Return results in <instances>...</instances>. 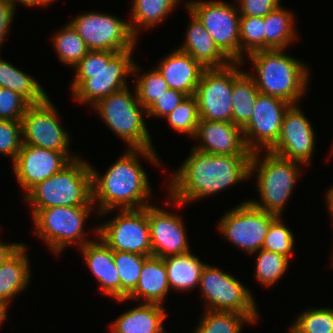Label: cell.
Segmentation results:
<instances>
[{"instance_id": "cell-1", "label": "cell", "mask_w": 333, "mask_h": 333, "mask_svg": "<svg viewBox=\"0 0 333 333\" xmlns=\"http://www.w3.org/2000/svg\"><path fill=\"white\" fill-rule=\"evenodd\" d=\"M190 151L168 178L166 207L179 209L250 178L252 155H214L194 148Z\"/></svg>"}, {"instance_id": "cell-2", "label": "cell", "mask_w": 333, "mask_h": 333, "mask_svg": "<svg viewBox=\"0 0 333 333\" xmlns=\"http://www.w3.org/2000/svg\"><path fill=\"white\" fill-rule=\"evenodd\" d=\"M156 152L152 149L128 148L104 174L90 165L92 201L96 205L97 219L118 209H140L151 205L152 188L139 157L160 168L162 162Z\"/></svg>"}, {"instance_id": "cell-3", "label": "cell", "mask_w": 333, "mask_h": 333, "mask_svg": "<svg viewBox=\"0 0 333 333\" xmlns=\"http://www.w3.org/2000/svg\"><path fill=\"white\" fill-rule=\"evenodd\" d=\"M134 50H90L74 67L70 89L75 101L94 106L101 99L128 86L133 75Z\"/></svg>"}, {"instance_id": "cell-4", "label": "cell", "mask_w": 333, "mask_h": 333, "mask_svg": "<svg viewBox=\"0 0 333 333\" xmlns=\"http://www.w3.org/2000/svg\"><path fill=\"white\" fill-rule=\"evenodd\" d=\"M285 50L268 49L248 55L257 75L249 74L261 94L280 98L291 105L299 104L308 92L310 70Z\"/></svg>"}, {"instance_id": "cell-5", "label": "cell", "mask_w": 333, "mask_h": 333, "mask_svg": "<svg viewBox=\"0 0 333 333\" xmlns=\"http://www.w3.org/2000/svg\"><path fill=\"white\" fill-rule=\"evenodd\" d=\"M80 155L53 176L38 183L25 196L30 209L50 207H94L92 175Z\"/></svg>"}, {"instance_id": "cell-6", "label": "cell", "mask_w": 333, "mask_h": 333, "mask_svg": "<svg viewBox=\"0 0 333 333\" xmlns=\"http://www.w3.org/2000/svg\"><path fill=\"white\" fill-rule=\"evenodd\" d=\"M261 152H265L261 157ZM302 163L283 158L270 151L252 153L250 177L256 172V187L259 200H248L256 208L283 216L294 187L301 176Z\"/></svg>"}, {"instance_id": "cell-7", "label": "cell", "mask_w": 333, "mask_h": 333, "mask_svg": "<svg viewBox=\"0 0 333 333\" xmlns=\"http://www.w3.org/2000/svg\"><path fill=\"white\" fill-rule=\"evenodd\" d=\"M132 88L133 92L128 86L113 92L92 106V109L128 148L155 150L144 120L147 111L138 101L135 87Z\"/></svg>"}, {"instance_id": "cell-8", "label": "cell", "mask_w": 333, "mask_h": 333, "mask_svg": "<svg viewBox=\"0 0 333 333\" xmlns=\"http://www.w3.org/2000/svg\"><path fill=\"white\" fill-rule=\"evenodd\" d=\"M94 207H50L31 209L35 234L56 256L71 244L82 247L89 243L85 223Z\"/></svg>"}, {"instance_id": "cell-9", "label": "cell", "mask_w": 333, "mask_h": 333, "mask_svg": "<svg viewBox=\"0 0 333 333\" xmlns=\"http://www.w3.org/2000/svg\"><path fill=\"white\" fill-rule=\"evenodd\" d=\"M198 288L203 297L204 310L236 312L258 322L260 315L254 294L232 274L205 264Z\"/></svg>"}, {"instance_id": "cell-10", "label": "cell", "mask_w": 333, "mask_h": 333, "mask_svg": "<svg viewBox=\"0 0 333 333\" xmlns=\"http://www.w3.org/2000/svg\"><path fill=\"white\" fill-rule=\"evenodd\" d=\"M234 4L221 0H187L184 8L197 17L232 62H240V14Z\"/></svg>"}, {"instance_id": "cell-11", "label": "cell", "mask_w": 333, "mask_h": 333, "mask_svg": "<svg viewBox=\"0 0 333 333\" xmlns=\"http://www.w3.org/2000/svg\"><path fill=\"white\" fill-rule=\"evenodd\" d=\"M248 200L226 211L216 228L232 245L253 255L262 249L269 227L278 215L256 208Z\"/></svg>"}, {"instance_id": "cell-12", "label": "cell", "mask_w": 333, "mask_h": 333, "mask_svg": "<svg viewBox=\"0 0 333 333\" xmlns=\"http://www.w3.org/2000/svg\"><path fill=\"white\" fill-rule=\"evenodd\" d=\"M83 38L89 50L122 52L134 50L137 38L131 31L129 19L111 13L83 12L69 22Z\"/></svg>"}, {"instance_id": "cell-13", "label": "cell", "mask_w": 333, "mask_h": 333, "mask_svg": "<svg viewBox=\"0 0 333 333\" xmlns=\"http://www.w3.org/2000/svg\"><path fill=\"white\" fill-rule=\"evenodd\" d=\"M243 64L232 62L227 67L202 72L195 92L200 119L232 122L233 81L243 72Z\"/></svg>"}, {"instance_id": "cell-14", "label": "cell", "mask_w": 333, "mask_h": 333, "mask_svg": "<svg viewBox=\"0 0 333 333\" xmlns=\"http://www.w3.org/2000/svg\"><path fill=\"white\" fill-rule=\"evenodd\" d=\"M118 211L112 219L97 225L98 237L113 251L152 255L147 206Z\"/></svg>"}, {"instance_id": "cell-15", "label": "cell", "mask_w": 333, "mask_h": 333, "mask_svg": "<svg viewBox=\"0 0 333 333\" xmlns=\"http://www.w3.org/2000/svg\"><path fill=\"white\" fill-rule=\"evenodd\" d=\"M60 119L50 97L43 103L30 105L21 119L23 144L70 152V135Z\"/></svg>"}, {"instance_id": "cell-16", "label": "cell", "mask_w": 333, "mask_h": 333, "mask_svg": "<svg viewBox=\"0 0 333 333\" xmlns=\"http://www.w3.org/2000/svg\"><path fill=\"white\" fill-rule=\"evenodd\" d=\"M291 104L259 93L249 122L242 128L245 143L253 153L269 151L278 141L284 114Z\"/></svg>"}, {"instance_id": "cell-17", "label": "cell", "mask_w": 333, "mask_h": 333, "mask_svg": "<svg viewBox=\"0 0 333 333\" xmlns=\"http://www.w3.org/2000/svg\"><path fill=\"white\" fill-rule=\"evenodd\" d=\"M315 135L300 105L292 104L284 114L279 139L269 151L308 166L316 150Z\"/></svg>"}, {"instance_id": "cell-18", "label": "cell", "mask_w": 333, "mask_h": 333, "mask_svg": "<svg viewBox=\"0 0 333 333\" xmlns=\"http://www.w3.org/2000/svg\"><path fill=\"white\" fill-rule=\"evenodd\" d=\"M78 154L43 149L33 145H22L12 169L16 182L25 190L24 196L38 183L62 170Z\"/></svg>"}, {"instance_id": "cell-19", "label": "cell", "mask_w": 333, "mask_h": 333, "mask_svg": "<svg viewBox=\"0 0 333 333\" xmlns=\"http://www.w3.org/2000/svg\"><path fill=\"white\" fill-rule=\"evenodd\" d=\"M169 211L153 204L147 206L152 255L160 258L190 251L183 217Z\"/></svg>"}, {"instance_id": "cell-20", "label": "cell", "mask_w": 333, "mask_h": 333, "mask_svg": "<svg viewBox=\"0 0 333 333\" xmlns=\"http://www.w3.org/2000/svg\"><path fill=\"white\" fill-rule=\"evenodd\" d=\"M192 148L214 155H252L248 149L243 129L232 122L200 119Z\"/></svg>"}, {"instance_id": "cell-21", "label": "cell", "mask_w": 333, "mask_h": 333, "mask_svg": "<svg viewBox=\"0 0 333 333\" xmlns=\"http://www.w3.org/2000/svg\"><path fill=\"white\" fill-rule=\"evenodd\" d=\"M93 232L98 240L93 239L78 249L92 276L99 283L103 296L119 300L120 277L114 264V251L98 237V226H95Z\"/></svg>"}, {"instance_id": "cell-22", "label": "cell", "mask_w": 333, "mask_h": 333, "mask_svg": "<svg viewBox=\"0 0 333 333\" xmlns=\"http://www.w3.org/2000/svg\"><path fill=\"white\" fill-rule=\"evenodd\" d=\"M170 89L195 95L202 72L206 69L191 55L176 47L164 56L155 67Z\"/></svg>"}, {"instance_id": "cell-23", "label": "cell", "mask_w": 333, "mask_h": 333, "mask_svg": "<svg viewBox=\"0 0 333 333\" xmlns=\"http://www.w3.org/2000/svg\"><path fill=\"white\" fill-rule=\"evenodd\" d=\"M190 22L187 27L184 42L178 49L191 55L204 68H224L232 61L219 49L211 35L197 17L187 9Z\"/></svg>"}, {"instance_id": "cell-24", "label": "cell", "mask_w": 333, "mask_h": 333, "mask_svg": "<svg viewBox=\"0 0 333 333\" xmlns=\"http://www.w3.org/2000/svg\"><path fill=\"white\" fill-rule=\"evenodd\" d=\"M169 290L170 286L163 258L150 255L144 260L135 290L127 299L115 301L126 302L127 300H135V302L142 301V303H155L164 306V300Z\"/></svg>"}, {"instance_id": "cell-25", "label": "cell", "mask_w": 333, "mask_h": 333, "mask_svg": "<svg viewBox=\"0 0 333 333\" xmlns=\"http://www.w3.org/2000/svg\"><path fill=\"white\" fill-rule=\"evenodd\" d=\"M166 316L163 305L140 302L114 319L109 327L111 333H167L163 324Z\"/></svg>"}, {"instance_id": "cell-26", "label": "cell", "mask_w": 333, "mask_h": 333, "mask_svg": "<svg viewBox=\"0 0 333 333\" xmlns=\"http://www.w3.org/2000/svg\"><path fill=\"white\" fill-rule=\"evenodd\" d=\"M24 245L0 266V299L11 304L31 283V266Z\"/></svg>"}, {"instance_id": "cell-27", "label": "cell", "mask_w": 333, "mask_h": 333, "mask_svg": "<svg viewBox=\"0 0 333 333\" xmlns=\"http://www.w3.org/2000/svg\"><path fill=\"white\" fill-rule=\"evenodd\" d=\"M163 260L170 290L188 292L199 287L201 273L206 263L192 254L191 251L166 256Z\"/></svg>"}, {"instance_id": "cell-28", "label": "cell", "mask_w": 333, "mask_h": 333, "mask_svg": "<svg viewBox=\"0 0 333 333\" xmlns=\"http://www.w3.org/2000/svg\"><path fill=\"white\" fill-rule=\"evenodd\" d=\"M283 7L280 5L264 17L265 50L289 48L298 37L295 15Z\"/></svg>"}, {"instance_id": "cell-29", "label": "cell", "mask_w": 333, "mask_h": 333, "mask_svg": "<svg viewBox=\"0 0 333 333\" xmlns=\"http://www.w3.org/2000/svg\"><path fill=\"white\" fill-rule=\"evenodd\" d=\"M0 87L21 95L30 105L45 102L49 97L41 84L31 75L0 57Z\"/></svg>"}, {"instance_id": "cell-30", "label": "cell", "mask_w": 333, "mask_h": 333, "mask_svg": "<svg viewBox=\"0 0 333 333\" xmlns=\"http://www.w3.org/2000/svg\"><path fill=\"white\" fill-rule=\"evenodd\" d=\"M180 2V0H132L129 14L132 33L137 37L141 28L148 30L164 22Z\"/></svg>"}, {"instance_id": "cell-31", "label": "cell", "mask_w": 333, "mask_h": 333, "mask_svg": "<svg viewBox=\"0 0 333 333\" xmlns=\"http://www.w3.org/2000/svg\"><path fill=\"white\" fill-rule=\"evenodd\" d=\"M254 79L249 72L243 71L232 87V123L243 128L251 119L254 105L259 94Z\"/></svg>"}, {"instance_id": "cell-32", "label": "cell", "mask_w": 333, "mask_h": 333, "mask_svg": "<svg viewBox=\"0 0 333 333\" xmlns=\"http://www.w3.org/2000/svg\"><path fill=\"white\" fill-rule=\"evenodd\" d=\"M56 33V35H55ZM52 37V45L62 64L74 67L90 50L83 38L68 22Z\"/></svg>"}, {"instance_id": "cell-33", "label": "cell", "mask_w": 333, "mask_h": 333, "mask_svg": "<svg viewBox=\"0 0 333 333\" xmlns=\"http://www.w3.org/2000/svg\"><path fill=\"white\" fill-rule=\"evenodd\" d=\"M193 333H241L244 323L255 324L248 316L236 312L204 310Z\"/></svg>"}, {"instance_id": "cell-34", "label": "cell", "mask_w": 333, "mask_h": 333, "mask_svg": "<svg viewBox=\"0 0 333 333\" xmlns=\"http://www.w3.org/2000/svg\"><path fill=\"white\" fill-rule=\"evenodd\" d=\"M256 254L255 279L265 287L273 286L287 272L290 259L284 255L260 249Z\"/></svg>"}, {"instance_id": "cell-35", "label": "cell", "mask_w": 333, "mask_h": 333, "mask_svg": "<svg viewBox=\"0 0 333 333\" xmlns=\"http://www.w3.org/2000/svg\"><path fill=\"white\" fill-rule=\"evenodd\" d=\"M146 257L132 252L114 251V264L120 277V299H127L135 290Z\"/></svg>"}, {"instance_id": "cell-36", "label": "cell", "mask_w": 333, "mask_h": 333, "mask_svg": "<svg viewBox=\"0 0 333 333\" xmlns=\"http://www.w3.org/2000/svg\"><path fill=\"white\" fill-rule=\"evenodd\" d=\"M135 62L133 76L135 77V90L138 101L147 110L159 97H161L169 86L159 71L154 67L151 71L142 72L141 67Z\"/></svg>"}, {"instance_id": "cell-37", "label": "cell", "mask_w": 333, "mask_h": 333, "mask_svg": "<svg viewBox=\"0 0 333 333\" xmlns=\"http://www.w3.org/2000/svg\"><path fill=\"white\" fill-rule=\"evenodd\" d=\"M240 62L244 57L265 50L264 17L240 16Z\"/></svg>"}, {"instance_id": "cell-38", "label": "cell", "mask_w": 333, "mask_h": 333, "mask_svg": "<svg viewBox=\"0 0 333 333\" xmlns=\"http://www.w3.org/2000/svg\"><path fill=\"white\" fill-rule=\"evenodd\" d=\"M163 119L177 132L188 135V138L195 136L199 123L198 101L195 95L187 96L180 104Z\"/></svg>"}, {"instance_id": "cell-39", "label": "cell", "mask_w": 333, "mask_h": 333, "mask_svg": "<svg viewBox=\"0 0 333 333\" xmlns=\"http://www.w3.org/2000/svg\"><path fill=\"white\" fill-rule=\"evenodd\" d=\"M292 232L293 231L284 224L282 216H278L269 227L262 249L284 255L291 259L296 242Z\"/></svg>"}, {"instance_id": "cell-40", "label": "cell", "mask_w": 333, "mask_h": 333, "mask_svg": "<svg viewBox=\"0 0 333 333\" xmlns=\"http://www.w3.org/2000/svg\"><path fill=\"white\" fill-rule=\"evenodd\" d=\"M292 324L302 333H333V308L309 307Z\"/></svg>"}, {"instance_id": "cell-41", "label": "cell", "mask_w": 333, "mask_h": 333, "mask_svg": "<svg viewBox=\"0 0 333 333\" xmlns=\"http://www.w3.org/2000/svg\"><path fill=\"white\" fill-rule=\"evenodd\" d=\"M22 145L21 121L0 119V154L9 157L13 163Z\"/></svg>"}, {"instance_id": "cell-42", "label": "cell", "mask_w": 333, "mask_h": 333, "mask_svg": "<svg viewBox=\"0 0 333 333\" xmlns=\"http://www.w3.org/2000/svg\"><path fill=\"white\" fill-rule=\"evenodd\" d=\"M29 106L21 95L0 87V119L21 121Z\"/></svg>"}, {"instance_id": "cell-43", "label": "cell", "mask_w": 333, "mask_h": 333, "mask_svg": "<svg viewBox=\"0 0 333 333\" xmlns=\"http://www.w3.org/2000/svg\"><path fill=\"white\" fill-rule=\"evenodd\" d=\"M187 97L181 91L168 89L146 111L148 117L164 118L171 113L180 102Z\"/></svg>"}, {"instance_id": "cell-44", "label": "cell", "mask_w": 333, "mask_h": 333, "mask_svg": "<svg viewBox=\"0 0 333 333\" xmlns=\"http://www.w3.org/2000/svg\"><path fill=\"white\" fill-rule=\"evenodd\" d=\"M281 0H238L240 16L265 17L279 7Z\"/></svg>"}, {"instance_id": "cell-45", "label": "cell", "mask_w": 333, "mask_h": 333, "mask_svg": "<svg viewBox=\"0 0 333 333\" xmlns=\"http://www.w3.org/2000/svg\"><path fill=\"white\" fill-rule=\"evenodd\" d=\"M16 9L9 4L6 0H0V47L2 48V44L6 36L8 35V31L10 30V26L15 16ZM0 48V50H1Z\"/></svg>"}, {"instance_id": "cell-46", "label": "cell", "mask_w": 333, "mask_h": 333, "mask_svg": "<svg viewBox=\"0 0 333 333\" xmlns=\"http://www.w3.org/2000/svg\"><path fill=\"white\" fill-rule=\"evenodd\" d=\"M24 244L23 243H3L0 239V266L13 256Z\"/></svg>"}, {"instance_id": "cell-47", "label": "cell", "mask_w": 333, "mask_h": 333, "mask_svg": "<svg viewBox=\"0 0 333 333\" xmlns=\"http://www.w3.org/2000/svg\"><path fill=\"white\" fill-rule=\"evenodd\" d=\"M325 199H326V207H328V213L331 214L330 217H332L333 221V185H331V187H329V189L326 192L325 195Z\"/></svg>"}, {"instance_id": "cell-48", "label": "cell", "mask_w": 333, "mask_h": 333, "mask_svg": "<svg viewBox=\"0 0 333 333\" xmlns=\"http://www.w3.org/2000/svg\"><path fill=\"white\" fill-rule=\"evenodd\" d=\"M10 307V304L4 300L0 299V326H2L3 321L6 320L8 316V309Z\"/></svg>"}, {"instance_id": "cell-49", "label": "cell", "mask_w": 333, "mask_h": 333, "mask_svg": "<svg viewBox=\"0 0 333 333\" xmlns=\"http://www.w3.org/2000/svg\"><path fill=\"white\" fill-rule=\"evenodd\" d=\"M9 4H11L15 9L17 3H20L21 5L27 6V7H37V0H6Z\"/></svg>"}, {"instance_id": "cell-50", "label": "cell", "mask_w": 333, "mask_h": 333, "mask_svg": "<svg viewBox=\"0 0 333 333\" xmlns=\"http://www.w3.org/2000/svg\"><path fill=\"white\" fill-rule=\"evenodd\" d=\"M55 0H37V7H48Z\"/></svg>"}, {"instance_id": "cell-51", "label": "cell", "mask_w": 333, "mask_h": 333, "mask_svg": "<svg viewBox=\"0 0 333 333\" xmlns=\"http://www.w3.org/2000/svg\"><path fill=\"white\" fill-rule=\"evenodd\" d=\"M288 329H289L288 333H302L293 324H291V326Z\"/></svg>"}, {"instance_id": "cell-52", "label": "cell", "mask_w": 333, "mask_h": 333, "mask_svg": "<svg viewBox=\"0 0 333 333\" xmlns=\"http://www.w3.org/2000/svg\"><path fill=\"white\" fill-rule=\"evenodd\" d=\"M332 256H333V250H332ZM332 259H333V257H332ZM331 262H332V264H331V265H333V260H331Z\"/></svg>"}]
</instances>
